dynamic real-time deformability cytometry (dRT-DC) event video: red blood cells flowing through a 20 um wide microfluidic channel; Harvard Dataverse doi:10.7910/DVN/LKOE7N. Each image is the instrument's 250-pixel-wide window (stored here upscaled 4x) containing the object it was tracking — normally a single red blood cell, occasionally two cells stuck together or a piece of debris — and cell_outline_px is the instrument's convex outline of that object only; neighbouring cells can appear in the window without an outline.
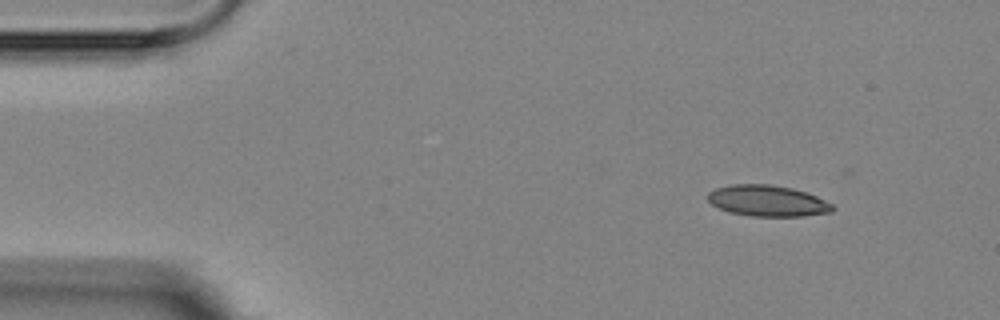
{"species": "Egyptian fruit bat (a non-hibernating species)", "species_latin": "Rousettus aegyptiacus", "temperature_condition": "room temperature", "stored_images_in_passage": 3, "camera_frame_rate_fps": 3000, "um_per_image_px": 0.085, "animal": {"sex": "female"}, "frame": {"image": 1, "passage_image": 1, "time_ms": 0.0, "image_size_px": [1000, 320], "cell_outline_px": [[836, 208], [832, 212], [804, 216], [752, 216], [728, 212], [712, 204], [708, 200], [708, 192], [716, 188], [732, 184], [768, 184], [792, 188], [816, 196], [832, 204]], "centroid_in_image_um": [65.24, 17.07], "position_along_channel_um": 19.8, "area_um2": 22.54}}